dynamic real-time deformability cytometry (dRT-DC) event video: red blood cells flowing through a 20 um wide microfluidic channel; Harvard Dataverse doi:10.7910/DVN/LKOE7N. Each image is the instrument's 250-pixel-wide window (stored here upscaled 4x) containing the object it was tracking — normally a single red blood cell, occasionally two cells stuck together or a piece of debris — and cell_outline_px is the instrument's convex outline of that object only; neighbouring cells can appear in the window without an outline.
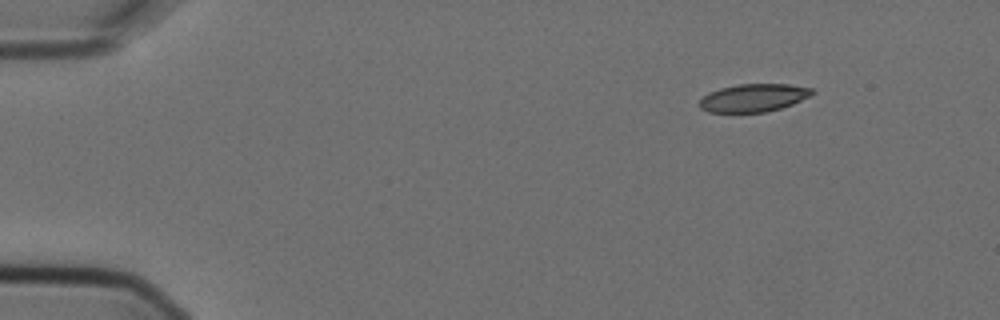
{"species": "Egyptian fruit bat (a non-hibernating species)", "species_latin": "Rousettus aegyptiacus", "temperature_condition": "cold", "stored_images_in_passage": 4, "camera_frame_rate_fps": 3000, "um_per_image_px": 0.085, "animal": {"sex": "female"}, "frame": {"image": 1, "passage_image": 1, "time_ms": 0.0, "image_size_px": [1000, 320], "cell_outline_px": [[816, 92], [792, 104], [780, 108], [764, 112], [708, 112], [700, 108], [700, 100], [708, 92], [720, 88], [740, 84], [788, 84], [812, 88]], "centroid_in_image_um": [64.04, 8.31], "position_along_channel_um": 21.0, "area_um2": 18.15}}
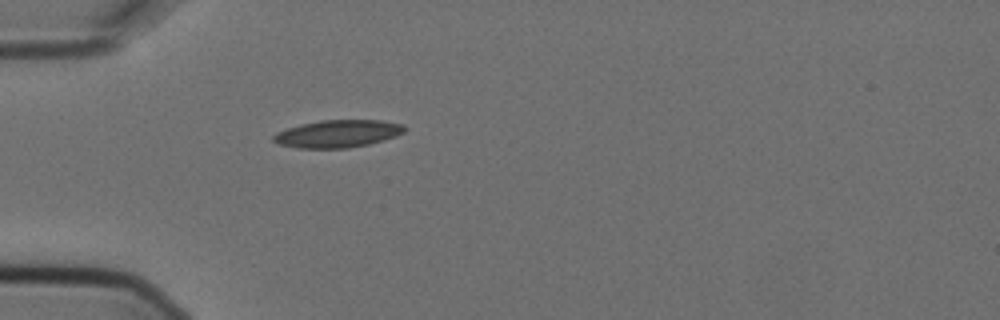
{"frame": {"image": 2, "passage_image": 4, "time_ms": 1.0, "image_size_px": [1000, 320], "cell_outline_px": [[404, 132], [396, 136], [384, 140], [368, 144], [348, 148], [296, 148], [280, 144], [272, 140], [272, 136], [276, 132], [300, 124], [320, 120], [380, 120], [404, 124]], "centroid_in_image_um": [28.7, 11.36], "position_along_channel_um": 56.3, "area_um2": 21.04}}